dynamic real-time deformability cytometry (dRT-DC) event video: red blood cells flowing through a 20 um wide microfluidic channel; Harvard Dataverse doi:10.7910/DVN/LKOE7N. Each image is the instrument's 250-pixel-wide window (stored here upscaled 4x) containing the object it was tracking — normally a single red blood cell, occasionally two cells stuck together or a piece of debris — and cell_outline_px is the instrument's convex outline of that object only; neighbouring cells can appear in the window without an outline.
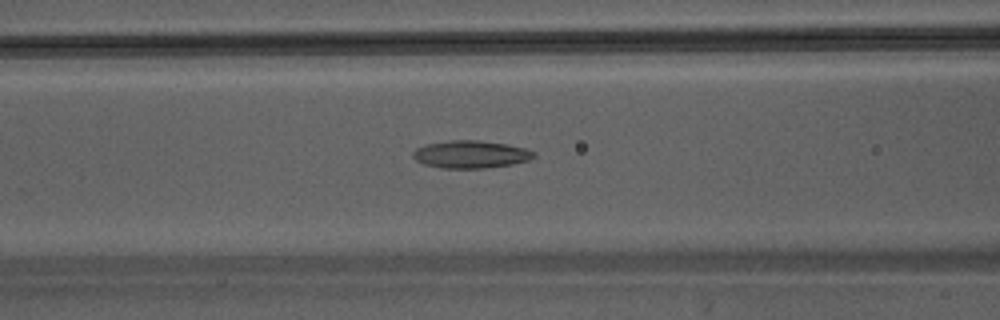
{"species": "Egyptian fruit bat (a non-hibernating species)", "species_latin": "Rousettus aegyptiacus", "temperature_condition": "warm", "stored_images_in_passage": 26, "camera_frame_rate_fps": 3000, "um_per_image_px": 0.085, "animal": {"sex": "male"}, "frame": {"image": 1, "passage_image": 6, "time_ms": 1.667, "image_size_px": [1000, 320], "cell_outline_px": [[536, 156], [528, 160], [512, 164], [484, 168], [440, 168], [424, 164], [416, 160], [412, 156], [412, 152], [416, 148], [424, 144], [452, 140], [476, 140], [504, 144], [524, 148], [536, 152]], "centroid_in_image_um": [39.98, 13.12], "position_along_channel_um": 126.6, "area_um2": 19.36}}
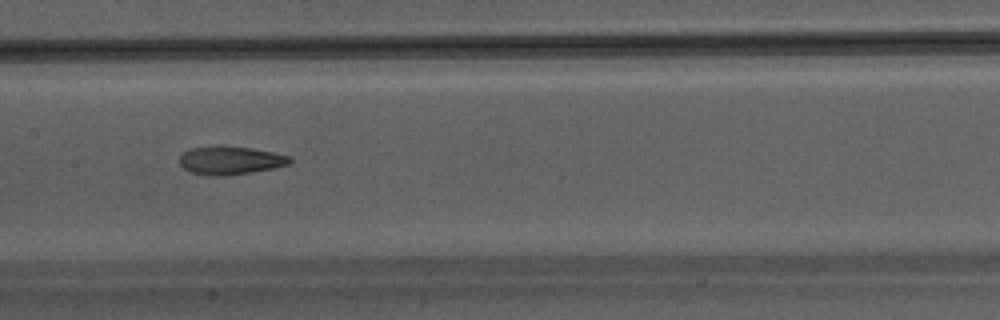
{"frame": {"image": 2, "passage_image": 10, "time_ms": 3.0, "image_size_px": [1000, 320], "cell_outline_px": [[292, 160], [288, 164], [272, 168], [224, 176], [208, 176], [192, 172], [184, 168], [180, 164], [180, 156], [188, 148], [252, 148], [272, 152], [288, 156]], "centroid_in_image_um": [19.56, 13.66], "position_along_channel_um": 187.8, "area_um2": 17.34}}
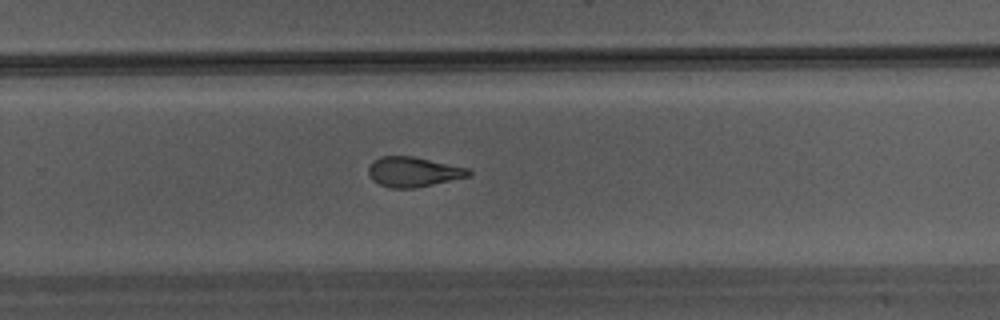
{"frame": {"image": 3, "passage_image": 17, "time_ms": 5.333, "image_size_px": [1000, 320], "cell_outline_px": [[472, 172], [468, 176], [416, 188], [392, 188], [380, 184], [372, 180], [368, 176], [368, 168], [380, 156], [412, 156], [468, 168]], "centroid_in_image_um": [35.11, 14.61], "position_along_channel_um": 294.7, "area_um2": 17.22}}